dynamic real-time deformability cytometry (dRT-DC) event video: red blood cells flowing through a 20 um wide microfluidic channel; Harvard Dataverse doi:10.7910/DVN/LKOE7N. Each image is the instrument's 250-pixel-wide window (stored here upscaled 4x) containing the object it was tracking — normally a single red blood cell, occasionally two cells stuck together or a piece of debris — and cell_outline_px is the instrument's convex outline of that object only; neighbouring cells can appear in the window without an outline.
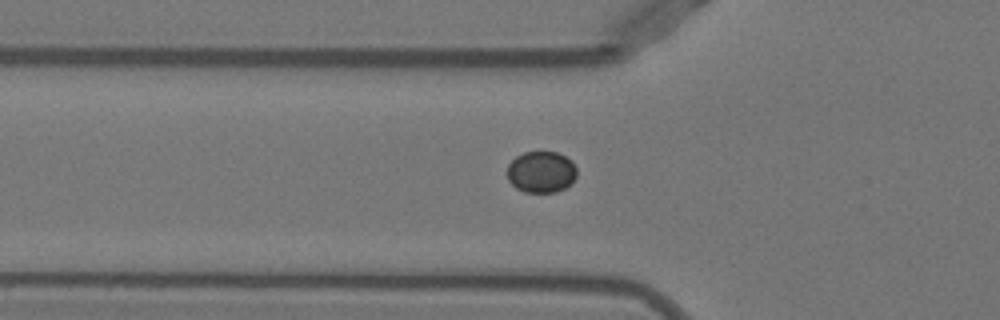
{"species": "Egyptian fruit bat (a non-hibernating species)", "species_latin": "Rousettus aegyptiacus", "temperature_condition": "warm", "stored_images_in_passage": 38, "camera_frame_rate_fps": 3000, "um_per_image_px": 0.085, "animal": {"sex": "female"}, "frame": {"image": 1, "passage_image": 9, "time_ms": 2.667, "image_size_px": [1000, 320], "cell_outline_px": [[576, 176], [572, 184], [556, 192], [524, 192], [516, 188], [508, 180], [508, 164], [516, 156], [524, 152], [556, 152], [572, 160], [576, 168]], "centroid_in_image_um": [46.01, 14.62], "position_along_channel_um": 79.8, "area_um2": 16.88}}
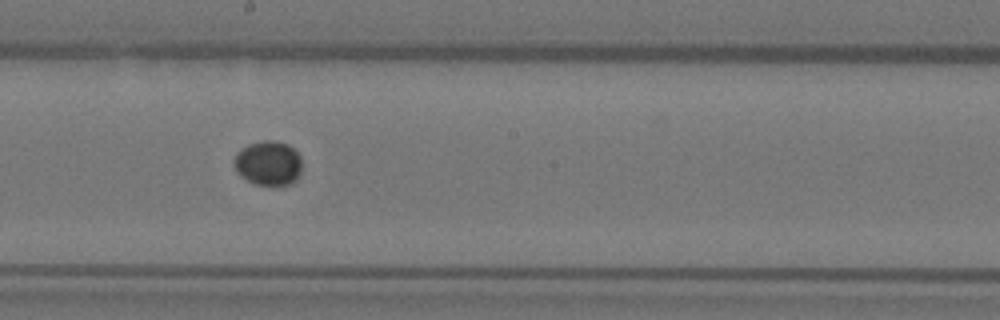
{"frame": {"image": 2, "passage_image": 20, "time_ms": 6.333, "image_size_px": [1000, 320], "cell_outline_px": [[300, 172], [296, 180], [292, 184], [276, 188], [256, 184], [240, 176], [236, 172], [236, 152], [248, 144], [264, 140], [276, 140], [288, 144], [300, 156]], "centroid_in_image_um": [22.83, 13.9], "position_along_channel_um": 225.4, "area_um2": 17.86}}
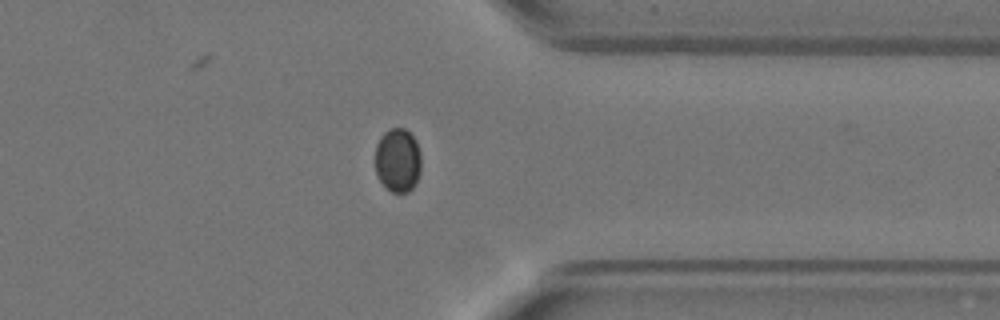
{"frame": {"image": 3, "passage_image": 32, "time_ms": 10.333, "image_size_px": [1000, 320], "cell_outline_px": [[420, 172], [416, 184], [408, 192], [392, 192], [380, 180], [376, 172], [376, 144], [380, 136], [384, 132], [392, 128], [404, 128], [416, 140], [420, 152]], "centroid_in_image_um": [33.82, 13.61], "position_along_channel_um": 377.6, "area_um2": 17.05}}